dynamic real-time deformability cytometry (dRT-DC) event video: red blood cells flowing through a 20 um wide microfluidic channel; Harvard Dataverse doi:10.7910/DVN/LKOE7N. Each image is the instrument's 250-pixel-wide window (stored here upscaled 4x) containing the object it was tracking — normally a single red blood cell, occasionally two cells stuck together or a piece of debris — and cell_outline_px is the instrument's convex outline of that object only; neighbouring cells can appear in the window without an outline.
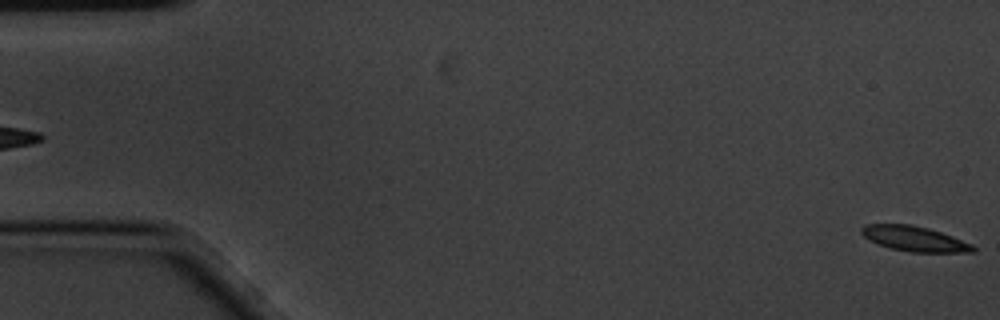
{"species": "common noctule bat (a hibernating species)", "species_latin": "Nyctalus noctula", "temperature_condition": "cold", "stored_images_in_passage": 6, "camera_frame_rate_fps": 3000, "um_per_image_px": 0.085, "animal": {"sex": "male", "body_mass_g": 20.1, "forearm_length_mm": 53.5}, "frame": {"image": 1, "passage_image": 6, "time_ms": 1.667, "image_size_px": [1000, 320], "cell_outline_px": [[976, 248], [972, 252], [912, 252], [892, 248], [880, 244], [864, 236], [860, 232], [860, 228], [864, 224], [912, 224], [928, 228], [952, 236], [972, 244]], "centroid_in_image_um": [77.73, 20.28], "position_along_channel_um": 7.3, "area_um2": 16.07}}